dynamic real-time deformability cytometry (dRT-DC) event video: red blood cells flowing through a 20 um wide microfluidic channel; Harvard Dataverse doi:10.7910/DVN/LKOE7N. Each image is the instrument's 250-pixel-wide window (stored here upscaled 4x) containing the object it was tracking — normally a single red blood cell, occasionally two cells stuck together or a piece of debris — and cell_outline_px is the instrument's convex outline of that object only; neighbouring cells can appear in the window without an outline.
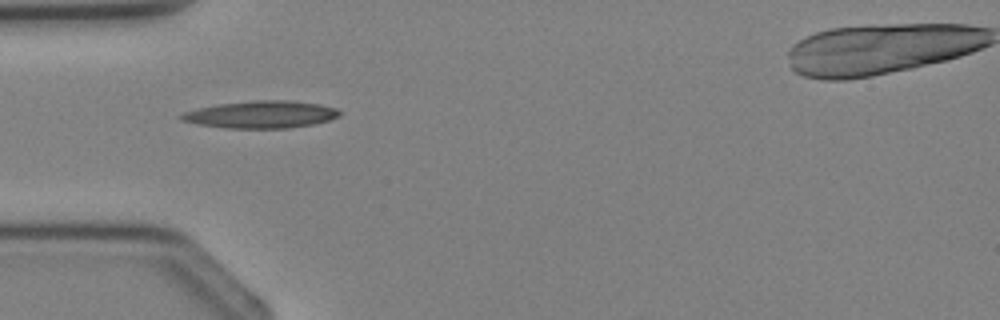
{"species": "Egyptian fruit bat (a non-hibernating species)", "species_latin": "Rousettus aegyptiacus", "temperature_condition": "cold", "stored_images_in_passage": 4, "camera_frame_rate_fps": 3000, "um_per_image_px": 0.085, "animal": {"sex": "female"}, "frame": {"image": 1, "passage_image": 3, "time_ms": 2.667, "image_size_px": [1000, 320], "cell_outline_px": [[340, 116], [328, 120], [312, 124], [288, 128], [228, 128], [196, 124], [180, 120], [176, 116], [184, 112], [196, 108], [220, 104], [252, 100], [292, 100], [320, 104], [336, 108], [340, 112]], "centroid_in_image_um": [22.15, 9.72], "position_along_channel_um": 62.9, "area_um2": 25.26}}
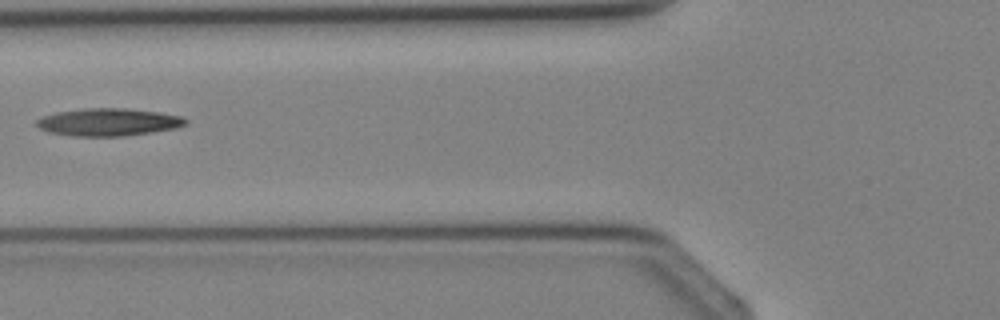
{"frame": {"image": 2, "passage_image": 4, "time_ms": 3.667, "image_size_px": [1000, 320], "cell_outline_px": [[188, 124], [176, 128], [152, 132], [124, 136], [72, 136], [48, 132], [40, 128], [36, 124], [36, 120], [44, 116], [56, 112], [84, 108], [124, 108], [160, 112], [180, 116], [188, 120]], "centroid_in_image_um": [9.23, 10.38], "position_along_channel_um": 116.6, "area_um2": 23.99}}